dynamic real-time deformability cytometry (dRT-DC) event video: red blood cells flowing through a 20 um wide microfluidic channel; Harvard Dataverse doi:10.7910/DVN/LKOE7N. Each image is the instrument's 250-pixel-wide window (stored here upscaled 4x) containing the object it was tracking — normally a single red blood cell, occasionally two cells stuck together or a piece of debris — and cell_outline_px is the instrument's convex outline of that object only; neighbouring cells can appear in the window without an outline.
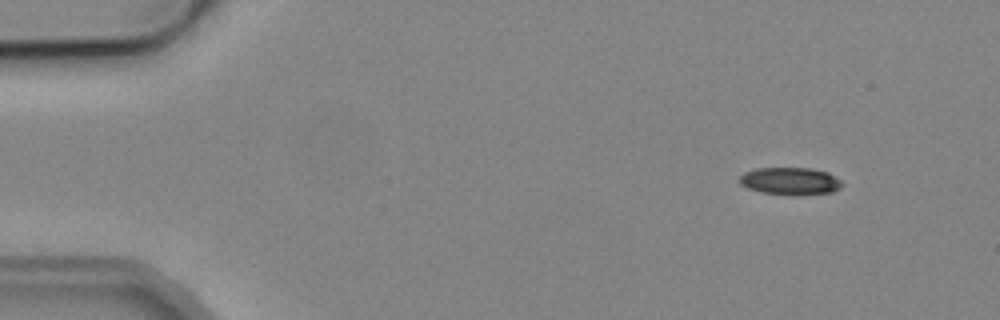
{"species": "common noctule bat (a hibernating species)", "species_latin": "Nyctalus noctula", "temperature_condition": "cold", "stored_images_in_passage": 4, "camera_frame_rate_fps": 3000, "um_per_image_px": 0.085, "animal": {"sex": "male", "body_mass_g": 19.2, "forearm_length_mm": 51.8}, "frame": {"image": 1, "passage_image": 1, "time_ms": 0.0, "image_size_px": [1000, 320], "cell_outline_px": [[844, 184], [840, 188], [832, 192], [792, 196], [760, 192], [748, 188], [740, 184], [740, 176], [744, 172], [756, 168], [812, 168], [828, 172], [840, 180]], "centroid_in_image_um": [67.18, 15.4], "position_along_channel_um": 17.8, "area_um2": 16.59}}
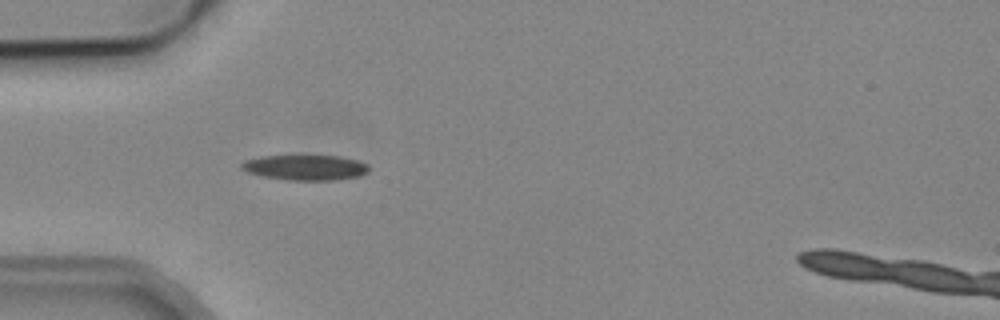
{"frame": {"image": 2, "passage_image": 4, "time_ms": 3.667, "image_size_px": [1000, 320], "cell_outline_px": [[368, 172], [360, 176], [332, 180], [288, 180], [264, 176], [248, 172], [240, 168], [240, 164], [244, 160], [260, 156], [340, 156], [356, 160], [368, 164]], "centroid_in_image_um": [25.94, 14.23], "position_along_channel_um": 59.1, "area_um2": 18.67}}